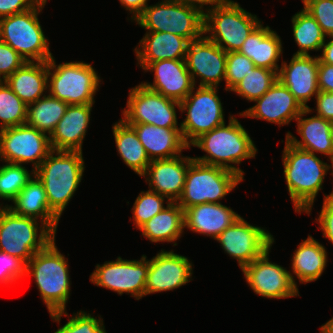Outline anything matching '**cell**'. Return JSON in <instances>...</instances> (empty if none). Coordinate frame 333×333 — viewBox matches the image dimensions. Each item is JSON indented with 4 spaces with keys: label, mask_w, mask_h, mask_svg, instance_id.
Wrapping results in <instances>:
<instances>
[{
    "label": "cell",
    "mask_w": 333,
    "mask_h": 333,
    "mask_svg": "<svg viewBox=\"0 0 333 333\" xmlns=\"http://www.w3.org/2000/svg\"><path fill=\"white\" fill-rule=\"evenodd\" d=\"M28 276L34 277L51 319L60 323L63 315L68 316L66 303L70 298L71 281L68 259L59 252L55 238L28 261L26 277Z\"/></svg>",
    "instance_id": "1"
},
{
    "label": "cell",
    "mask_w": 333,
    "mask_h": 333,
    "mask_svg": "<svg viewBox=\"0 0 333 333\" xmlns=\"http://www.w3.org/2000/svg\"><path fill=\"white\" fill-rule=\"evenodd\" d=\"M282 161L284 177L295 212L310 215L318 192L323 189L325 175L330 165L316 154L299 149L287 140Z\"/></svg>",
    "instance_id": "2"
},
{
    "label": "cell",
    "mask_w": 333,
    "mask_h": 333,
    "mask_svg": "<svg viewBox=\"0 0 333 333\" xmlns=\"http://www.w3.org/2000/svg\"><path fill=\"white\" fill-rule=\"evenodd\" d=\"M198 147L207 155L193 157L194 160L235 172L244 179V171L236 165L245 159L254 158L257 148L250 135L235 116H229L224 123L197 138L190 147ZM234 164V165H233Z\"/></svg>",
    "instance_id": "3"
},
{
    "label": "cell",
    "mask_w": 333,
    "mask_h": 333,
    "mask_svg": "<svg viewBox=\"0 0 333 333\" xmlns=\"http://www.w3.org/2000/svg\"><path fill=\"white\" fill-rule=\"evenodd\" d=\"M84 170L83 152L67 150H52L35 170L50 209L59 218L78 189Z\"/></svg>",
    "instance_id": "4"
},
{
    "label": "cell",
    "mask_w": 333,
    "mask_h": 333,
    "mask_svg": "<svg viewBox=\"0 0 333 333\" xmlns=\"http://www.w3.org/2000/svg\"><path fill=\"white\" fill-rule=\"evenodd\" d=\"M260 23L256 15L233 0H221L204 12V34L227 53L239 51Z\"/></svg>",
    "instance_id": "5"
},
{
    "label": "cell",
    "mask_w": 333,
    "mask_h": 333,
    "mask_svg": "<svg viewBox=\"0 0 333 333\" xmlns=\"http://www.w3.org/2000/svg\"><path fill=\"white\" fill-rule=\"evenodd\" d=\"M45 5L37 3L28 11L0 18V40L11 46L26 62H48L53 57L38 19Z\"/></svg>",
    "instance_id": "6"
},
{
    "label": "cell",
    "mask_w": 333,
    "mask_h": 333,
    "mask_svg": "<svg viewBox=\"0 0 333 333\" xmlns=\"http://www.w3.org/2000/svg\"><path fill=\"white\" fill-rule=\"evenodd\" d=\"M100 82L89 63L71 61L56 65L54 56L48 61V93L68 105L94 104Z\"/></svg>",
    "instance_id": "7"
},
{
    "label": "cell",
    "mask_w": 333,
    "mask_h": 333,
    "mask_svg": "<svg viewBox=\"0 0 333 333\" xmlns=\"http://www.w3.org/2000/svg\"><path fill=\"white\" fill-rule=\"evenodd\" d=\"M244 179L228 169L192 160L186 172L184 189L178 199L183 209L203 203H221Z\"/></svg>",
    "instance_id": "8"
},
{
    "label": "cell",
    "mask_w": 333,
    "mask_h": 333,
    "mask_svg": "<svg viewBox=\"0 0 333 333\" xmlns=\"http://www.w3.org/2000/svg\"><path fill=\"white\" fill-rule=\"evenodd\" d=\"M135 22L146 29V32L173 33L189 42L204 35V12L172 0H162L148 5Z\"/></svg>",
    "instance_id": "9"
},
{
    "label": "cell",
    "mask_w": 333,
    "mask_h": 333,
    "mask_svg": "<svg viewBox=\"0 0 333 333\" xmlns=\"http://www.w3.org/2000/svg\"><path fill=\"white\" fill-rule=\"evenodd\" d=\"M39 221L16 215L7 207L0 215V251L16 256L27 264L34 254L44 249L56 235L44 223L40 226Z\"/></svg>",
    "instance_id": "10"
},
{
    "label": "cell",
    "mask_w": 333,
    "mask_h": 333,
    "mask_svg": "<svg viewBox=\"0 0 333 333\" xmlns=\"http://www.w3.org/2000/svg\"><path fill=\"white\" fill-rule=\"evenodd\" d=\"M195 87L180 102L181 112L187 116L179 125L189 148L197 138L225 123L218 87L198 86L196 92Z\"/></svg>",
    "instance_id": "11"
},
{
    "label": "cell",
    "mask_w": 333,
    "mask_h": 333,
    "mask_svg": "<svg viewBox=\"0 0 333 333\" xmlns=\"http://www.w3.org/2000/svg\"><path fill=\"white\" fill-rule=\"evenodd\" d=\"M176 106L180 102L154 92L142 83L131 88L121 118L126 124H152L164 128L178 127Z\"/></svg>",
    "instance_id": "12"
},
{
    "label": "cell",
    "mask_w": 333,
    "mask_h": 333,
    "mask_svg": "<svg viewBox=\"0 0 333 333\" xmlns=\"http://www.w3.org/2000/svg\"><path fill=\"white\" fill-rule=\"evenodd\" d=\"M90 275V281L96 286L117 292L131 294L136 300L145 297V282L149 270V260L142 255L140 260L122 259L97 264Z\"/></svg>",
    "instance_id": "13"
},
{
    "label": "cell",
    "mask_w": 333,
    "mask_h": 333,
    "mask_svg": "<svg viewBox=\"0 0 333 333\" xmlns=\"http://www.w3.org/2000/svg\"><path fill=\"white\" fill-rule=\"evenodd\" d=\"M52 151L50 138L27 124L0 130V161L24 165L36 170Z\"/></svg>",
    "instance_id": "14"
},
{
    "label": "cell",
    "mask_w": 333,
    "mask_h": 333,
    "mask_svg": "<svg viewBox=\"0 0 333 333\" xmlns=\"http://www.w3.org/2000/svg\"><path fill=\"white\" fill-rule=\"evenodd\" d=\"M215 240L220 243L224 252L237 260L241 269L269 250L275 242L269 231L249 224L242 217Z\"/></svg>",
    "instance_id": "15"
},
{
    "label": "cell",
    "mask_w": 333,
    "mask_h": 333,
    "mask_svg": "<svg viewBox=\"0 0 333 333\" xmlns=\"http://www.w3.org/2000/svg\"><path fill=\"white\" fill-rule=\"evenodd\" d=\"M270 250L241 269L248 286L255 294L270 299L300 296L291 279V271L269 261Z\"/></svg>",
    "instance_id": "16"
},
{
    "label": "cell",
    "mask_w": 333,
    "mask_h": 333,
    "mask_svg": "<svg viewBox=\"0 0 333 333\" xmlns=\"http://www.w3.org/2000/svg\"><path fill=\"white\" fill-rule=\"evenodd\" d=\"M226 60L227 52L205 35L188 44L185 61L194 85L199 77V86L218 87L225 80Z\"/></svg>",
    "instance_id": "17"
},
{
    "label": "cell",
    "mask_w": 333,
    "mask_h": 333,
    "mask_svg": "<svg viewBox=\"0 0 333 333\" xmlns=\"http://www.w3.org/2000/svg\"><path fill=\"white\" fill-rule=\"evenodd\" d=\"M193 264L186 256L173 250H162L149 260L145 282V296L157 292L173 291L192 280Z\"/></svg>",
    "instance_id": "18"
},
{
    "label": "cell",
    "mask_w": 333,
    "mask_h": 333,
    "mask_svg": "<svg viewBox=\"0 0 333 333\" xmlns=\"http://www.w3.org/2000/svg\"><path fill=\"white\" fill-rule=\"evenodd\" d=\"M254 102L257 104L239 113V116L262 119L283 126L296 120L305 109L279 80Z\"/></svg>",
    "instance_id": "19"
},
{
    "label": "cell",
    "mask_w": 333,
    "mask_h": 333,
    "mask_svg": "<svg viewBox=\"0 0 333 333\" xmlns=\"http://www.w3.org/2000/svg\"><path fill=\"white\" fill-rule=\"evenodd\" d=\"M318 56L294 55L289 64L282 60L278 80L288 88L299 103L308 108V101L316 97L318 88Z\"/></svg>",
    "instance_id": "20"
},
{
    "label": "cell",
    "mask_w": 333,
    "mask_h": 333,
    "mask_svg": "<svg viewBox=\"0 0 333 333\" xmlns=\"http://www.w3.org/2000/svg\"><path fill=\"white\" fill-rule=\"evenodd\" d=\"M144 70L154 72L153 83L141 82L145 87L178 102L184 100L195 86L185 59L152 62Z\"/></svg>",
    "instance_id": "21"
},
{
    "label": "cell",
    "mask_w": 333,
    "mask_h": 333,
    "mask_svg": "<svg viewBox=\"0 0 333 333\" xmlns=\"http://www.w3.org/2000/svg\"><path fill=\"white\" fill-rule=\"evenodd\" d=\"M192 160L193 157L183 155L153 160L142 177H145L149 190L165 196L170 202H177L182 195L186 172Z\"/></svg>",
    "instance_id": "22"
},
{
    "label": "cell",
    "mask_w": 333,
    "mask_h": 333,
    "mask_svg": "<svg viewBox=\"0 0 333 333\" xmlns=\"http://www.w3.org/2000/svg\"><path fill=\"white\" fill-rule=\"evenodd\" d=\"M312 108H305L296 118L297 132L301 136V141L297 140L290 131L286 133L285 139L293 146L312 152L321 153L330 158L333 162V122L325 120L322 117L313 115V117L304 118V115L310 114Z\"/></svg>",
    "instance_id": "23"
},
{
    "label": "cell",
    "mask_w": 333,
    "mask_h": 333,
    "mask_svg": "<svg viewBox=\"0 0 333 333\" xmlns=\"http://www.w3.org/2000/svg\"><path fill=\"white\" fill-rule=\"evenodd\" d=\"M94 104L68 105L62 119L49 136L52 150L82 151Z\"/></svg>",
    "instance_id": "24"
},
{
    "label": "cell",
    "mask_w": 333,
    "mask_h": 333,
    "mask_svg": "<svg viewBox=\"0 0 333 333\" xmlns=\"http://www.w3.org/2000/svg\"><path fill=\"white\" fill-rule=\"evenodd\" d=\"M240 217L222 203H203L184 210V228L215 240Z\"/></svg>",
    "instance_id": "25"
},
{
    "label": "cell",
    "mask_w": 333,
    "mask_h": 333,
    "mask_svg": "<svg viewBox=\"0 0 333 333\" xmlns=\"http://www.w3.org/2000/svg\"><path fill=\"white\" fill-rule=\"evenodd\" d=\"M136 132L150 159H170L190 149L183 140L181 128H164L152 124H127Z\"/></svg>",
    "instance_id": "26"
},
{
    "label": "cell",
    "mask_w": 333,
    "mask_h": 333,
    "mask_svg": "<svg viewBox=\"0 0 333 333\" xmlns=\"http://www.w3.org/2000/svg\"><path fill=\"white\" fill-rule=\"evenodd\" d=\"M189 41L167 32H146L133 50L137 64L144 70L150 63L161 60L185 59Z\"/></svg>",
    "instance_id": "27"
},
{
    "label": "cell",
    "mask_w": 333,
    "mask_h": 333,
    "mask_svg": "<svg viewBox=\"0 0 333 333\" xmlns=\"http://www.w3.org/2000/svg\"><path fill=\"white\" fill-rule=\"evenodd\" d=\"M281 37L261 22L247 37L239 52L252 60L256 67L279 71L283 53Z\"/></svg>",
    "instance_id": "28"
},
{
    "label": "cell",
    "mask_w": 333,
    "mask_h": 333,
    "mask_svg": "<svg viewBox=\"0 0 333 333\" xmlns=\"http://www.w3.org/2000/svg\"><path fill=\"white\" fill-rule=\"evenodd\" d=\"M8 205L16 215L39 219V223L47 225L55 234L60 218L50 209L45 188L36 175L19 192L17 197Z\"/></svg>",
    "instance_id": "29"
},
{
    "label": "cell",
    "mask_w": 333,
    "mask_h": 333,
    "mask_svg": "<svg viewBox=\"0 0 333 333\" xmlns=\"http://www.w3.org/2000/svg\"><path fill=\"white\" fill-rule=\"evenodd\" d=\"M5 82L25 104L34 103L48 92V62H26Z\"/></svg>",
    "instance_id": "30"
},
{
    "label": "cell",
    "mask_w": 333,
    "mask_h": 333,
    "mask_svg": "<svg viewBox=\"0 0 333 333\" xmlns=\"http://www.w3.org/2000/svg\"><path fill=\"white\" fill-rule=\"evenodd\" d=\"M327 251L325 247L316 241L311 235L301 241L292 256L291 279L295 286L297 278L301 284L316 281L323 274L327 264Z\"/></svg>",
    "instance_id": "31"
},
{
    "label": "cell",
    "mask_w": 333,
    "mask_h": 333,
    "mask_svg": "<svg viewBox=\"0 0 333 333\" xmlns=\"http://www.w3.org/2000/svg\"><path fill=\"white\" fill-rule=\"evenodd\" d=\"M167 206L157 213L153 218L143 224L138 230L142 236L153 243L174 242L182 236L184 232V210L177 202L166 201Z\"/></svg>",
    "instance_id": "32"
},
{
    "label": "cell",
    "mask_w": 333,
    "mask_h": 333,
    "mask_svg": "<svg viewBox=\"0 0 333 333\" xmlns=\"http://www.w3.org/2000/svg\"><path fill=\"white\" fill-rule=\"evenodd\" d=\"M112 130L118 154L123 162L142 177L151 161L135 130L122 119L113 124Z\"/></svg>",
    "instance_id": "33"
},
{
    "label": "cell",
    "mask_w": 333,
    "mask_h": 333,
    "mask_svg": "<svg viewBox=\"0 0 333 333\" xmlns=\"http://www.w3.org/2000/svg\"><path fill=\"white\" fill-rule=\"evenodd\" d=\"M67 107L66 102L49 94L45 95L36 102L27 105L26 124L50 136L65 114Z\"/></svg>",
    "instance_id": "34"
},
{
    "label": "cell",
    "mask_w": 333,
    "mask_h": 333,
    "mask_svg": "<svg viewBox=\"0 0 333 333\" xmlns=\"http://www.w3.org/2000/svg\"><path fill=\"white\" fill-rule=\"evenodd\" d=\"M292 30L299 50L294 55H310L309 51H320L327 36L317 21L303 8L292 16Z\"/></svg>",
    "instance_id": "35"
},
{
    "label": "cell",
    "mask_w": 333,
    "mask_h": 333,
    "mask_svg": "<svg viewBox=\"0 0 333 333\" xmlns=\"http://www.w3.org/2000/svg\"><path fill=\"white\" fill-rule=\"evenodd\" d=\"M278 80V71L256 67L239 81L230 91L250 102L261 98Z\"/></svg>",
    "instance_id": "36"
},
{
    "label": "cell",
    "mask_w": 333,
    "mask_h": 333,
    "mask_svg": "<svg viewBox=\"0 0 333 333\" xmlns=\"http://www.w3.org/2000/svg\"><path fill=\"white\" fill-rule=\"evenodd\" d=\"M27 104L0 81V130L26 124Z\"/></svg>",
    "instance_id": "37"
},
{
    "label": "cell",
    "mask_w": 333,
    "mask_h": 333,
    "mask_svg": "<svg viewBox=\"0 0 333 333\" xmlns=\"http://www.w3.org/2000/svg\"><path fill=\"white\" fill-rule=\"evenodd\" d=\"M34 175V169L29 173L24 165L5 162L0 166V200L13 201Z\"/></svg>",
    "instance_id": "38"
},
{
    "label": "cell",
    "mask_w": 333,
    "mask_h": 333,
    "mask_svg": "<svg viewBox=\"0 0 333 333\" xmlns=\"http://www.w3.org/2000/svg\"><path fill=\"white\" fill-rule=\"evenodd\" d=\"M169 201L165 196L157 192L147 190L141 191L132 207L133 224L140 228L143 224L160 213L165 207L164 202Z\"/></svg>",
    "instance_id": "39"
},
{
    "label": "cell",
    "mask_w": 333,
    "mask_h": 333,
    "mask_svg": "<svg viewBox=\"0 0 333 333\" xmlns=\"http://www.w3.org/2000/svg\"><path fill=\"white\" fill-rule=\"evenodd\" d=\"M73 315L54 333H107L101 316L97 319L82 310Z\"/></svg>",
    "instance_id": "40"
},
{
    "label": "cell",
    "mask_w": 333,
    "mask_h": 333,
    "mask_svg": "<svg viewBox=\"0 0 333 333\" xmlns=\"http://www.w3.org/2000/svg\"><path fill=\"white\" fill-rule=\"evenodd\" d=\"M253 64L247 56L243 55L239 51L228 52L226 60V91H230L239 81H241L246 74L250 72V69H255Z\"/></svg>",
    "instance_id": "41"
},
{
    "label": "cell",
    "mask_w": 333,
    "mask_h": 333,
    "mask_svg": "<svg viewBox=\"0 0 333 333\" xmlns=\"http://www.w3.org/2000/svg\"><path fill=\"white\" fill-rule=\"evenodd\" d=\"M304 9L317 21L323 33L333 36V0H302Z\"/></svg>",
    "instance_id": "42"
},
{
    "label": "cell",
    "mask_w": 333,
    "mask_h": 333,
    "mask_svg": "<svg viewBox=\"0 0 333 333\" xmlns=\"http://www.w3.org/2000/svg\"><path fill=\"white\" fill-rule=\"evenodd\" d=\"M26 277V263L13 255L0 251V284L12 285Z\"/></svg>",
    "instance_id": "43"
},
{
    "label": "cell",
    "mask_w": 333,
    "mask_h": 333,
    "mask_svg": "<svg viewBox=\"0 0 333 333\" xmlns=\"http://www.w3.org/2000/svg\"><path fill=\"white\" fill-rule=\"evenodd\" d=\"M25 63L26 60L19 53L0 40V81H5Z\"/></svg>",
    "instance_id": "44"
},
{
    "label": "cell",
    "mask_w": 333,
    "mask_h": 333,
    "mask_svg": "<svg viewBox=\"0 0 333 333\" xmlns=\"http://www.w3.org/2000/svg\"><path fill=\"white\" fill-rule=\"evenodd\" d=\"M315 220L320 225L318 228L322 230L323 237L333 244V201L323 200L322 210Z\"/></svg>",
    "instance_id": "45"
},
{
    "label": "cell",
    "mask_w": 333,
    "mask_h": 333,
    "mask_svg": "<svg viewBox=\"0 0 333 333\" xmlns=\"http://www.w3.org/2000/svg\"><path fill=\"white\" fill-rule=\"evenodd\" d=\"M36 4L35 0H0V18L23 13Z\"/></svg>",
    "instance_id": "46"
},
{
    "label": "cell",
    "mask_w": 333,
    "mask_h": 333,
    "mask_svg": "<svg viewBox=\"0 0 333 333\" xmlns=\"http://www.w3.org/2000/svg\"><path fill=\"white\" fill-rule=\"evenodd\" d=\"M316 99V115L333 122V92L319 91Z\"/></svg>",
    "instance_id": "47"
},
{
    "label": "cell",
    "mask_w": 333,
    "mask_h": 333,
    "mask_svg": "<svg viewBox=\"0 0 333 333\" xmlns=\"http://www.w3.org/2000/svg\"><path fill=\"white\" fill-rule=\"evenodd\" d=\"M317 80L319 91L333 92V65L319 60Z\"/></svg>",
    "instance_id": "48"
},
{
    "label": "cell",
    "mask_w": 333,
    "mask_h": 333,
    "mask_svg": "<svg viewBox=\"0 0 333 333\" xmlns=\"http://www.w3.org/2000/svg\"><path fill=\"white\" fill-rule=\"evenodd\" d=\"M122 7L128 10L134 20L142 13V11L148 6V0H119Z\"/></svg>",
    "instance_id": "49"
},
{
    "label": "cell",
    "mask_w": 333,
    "mask_h": 333,
    "mask_svg": "<svg viewBox=\"0 0 333 333\" xmlns=\"http://www.w3.org/2000/svg\"><path fill=\"white\" fill-rule=\"evenodd\" d=\"M321 49L322 54L318 55L319 60L322 63L333 65V36L329 37V40H325Z\"/></svg>",
    "instance_id": "50"
},
{
    "label": "cell",
    "mask_w": 333,
    "mask_h": 333,
    "mask_svg": "<svg viewBox=\"0 0 333 333\" xmlns=\"http://www.w3.org/2000/svg\"><path fill=\"white\" fill-rule=\"evenodd\" d=\"M181 4L190 5L200 9L202 12L210 10L214 5L218 4L221 0H172ZM204 5H209L205 10ZM209 8V9H208Z\"/></svg>",
    "instance_id": "51"
},
{
    "label": "cell",
    "mask_w": 333,
    "mask_h": 333,
    "mask_svg": "<svg viewBox=\"0 0 333 333\" xmlns=\"http://www.w3.org/2000/svg\"><path fill=\"white\" fill-rule=\"evenodd\" d=\"M321 333H333V318L320 327Z\"/></svg>",
    "instance_id": "52"
},
{
    "label": "cell",
    "mask_w": 333,
    "mask_h": 333,
    "mask_svg": "<svg viewBox=\"0 0 333 333\" xmlns=\"http://www.w3.org/2000/svg\"><path fill=\"white\" fill-rule=\"evenodd\" d=\"M330 168H332V173H331V175H333V162H332V164H331V167ZM325 199H329V200H331V201H333V191L331 192V193H329V195H324V200Z\"/></svg>",
    "instance_id": "53"
},
{
    "label": "cell",
    "mask_w": 333,
    "mask_h": 333,
    "mask_svg": "<svg viewBox=\"0 0 333 333\" xmlns=\"http://www.w3.org/2000/svg\"><path fill=\"white\" fill-rule=\"evenodd\" d=\"M7 206L8 204L2 207V204H0V215L7 208Z\"/></svg>",
    "instance_id": "54"
},
{
    "label": "cell",
    "mask_w": 333,
    "mask_h": 333,
    "mask_svg": "<svg viewBox=\"0 0 333 333\" xmlns=\"http://www.w3.org/2000/svg\"><path fill=\"white\" fill-rule=\"evenodd\" d=\"M37 3H43V4H46L47 3V0H35Z\"/></svg>",
    "instance_id": "55"
}]
</instances>
